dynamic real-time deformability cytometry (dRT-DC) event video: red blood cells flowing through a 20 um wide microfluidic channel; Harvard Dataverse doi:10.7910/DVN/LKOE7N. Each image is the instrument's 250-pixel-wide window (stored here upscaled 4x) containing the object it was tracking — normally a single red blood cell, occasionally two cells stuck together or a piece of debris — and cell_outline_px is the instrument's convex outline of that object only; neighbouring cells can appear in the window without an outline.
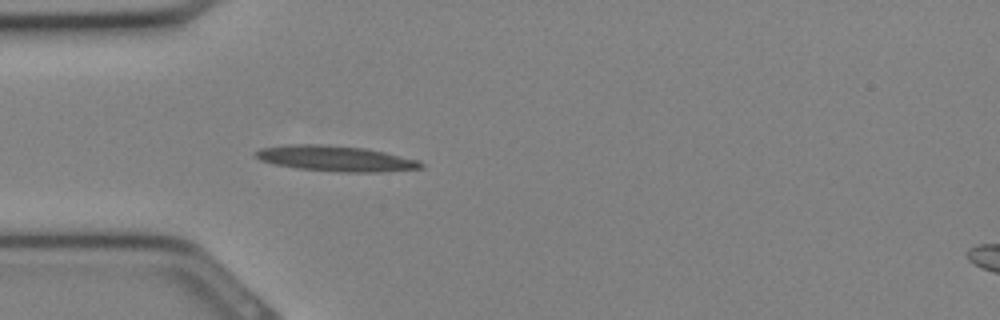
{"species": "Egyptian fruit bat (a non-hibernating species)", "species_latin": "Rousettus aegyptiacus", "temperature_condition": "cold", "stored_images_in_passage": 13, "camera_frame_rate_fps": 3000, "um_per_image_px": 0.085, "animal": {"sex": "female"}, "frame": {"image": 1, "passage_image": 1, "time_ms": 0.0, "image_size_px": [1000, 320], "cell_outline_px": [[424, 168], [380, 172], [344, 172], [296, 168], [276, 164], [260, 160], [252, 152], [260, 148], [288, 144], [328, 144], [364, 148], [384, 152], [420, 160], [424, 164]], "centroid_in_image_um": [28.54, 13.46], "position_along_channel_um": 56.5, "area_um2": 24.74}}
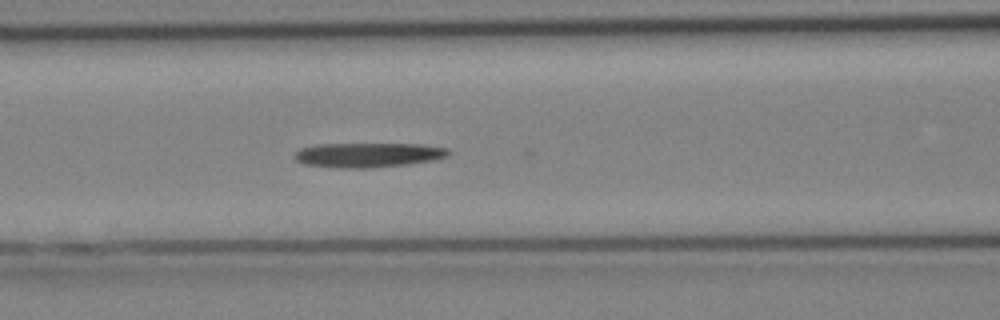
{"frame": {"image": 2, "passage_image": 5, "time_ms": 1.333, "image_size_px": [1000, 320], "cell_outline_px": [[452, 152], [448, 156], [436, 160], [408, 164], [368, 168], [340, 168], [304, 164], [296, 160], [292, 156], [300, 148], [316, 144], [424, 144], [448, 148]], "centroid_in_image_um": [31.32, 13.17], "position_along_channel_um": 135.3, "area_um2": 22.31}}
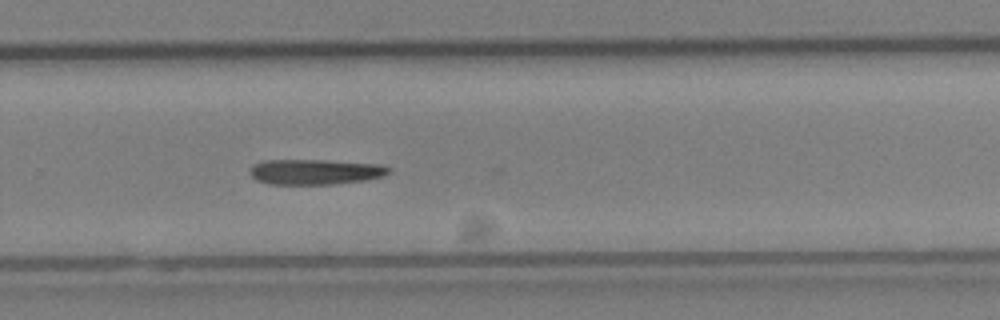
{"frame": {"image": 3, "passage_image": 13, "time_ms": 4.0, "image_size_px": [1000, 320], "cell_outline_px": [[392, 172], [384, 176], [364, 180], [332, 184], [268, 184], [256, 180], [248, 172], [248, 168], [252, 164], [260, 160], [324, 160], [380, 164], [392, 168]], "centroid_in_image_um": [26.76, 14.6], "position_along_channel_um": 303.0, "area_um2": 20.81}}